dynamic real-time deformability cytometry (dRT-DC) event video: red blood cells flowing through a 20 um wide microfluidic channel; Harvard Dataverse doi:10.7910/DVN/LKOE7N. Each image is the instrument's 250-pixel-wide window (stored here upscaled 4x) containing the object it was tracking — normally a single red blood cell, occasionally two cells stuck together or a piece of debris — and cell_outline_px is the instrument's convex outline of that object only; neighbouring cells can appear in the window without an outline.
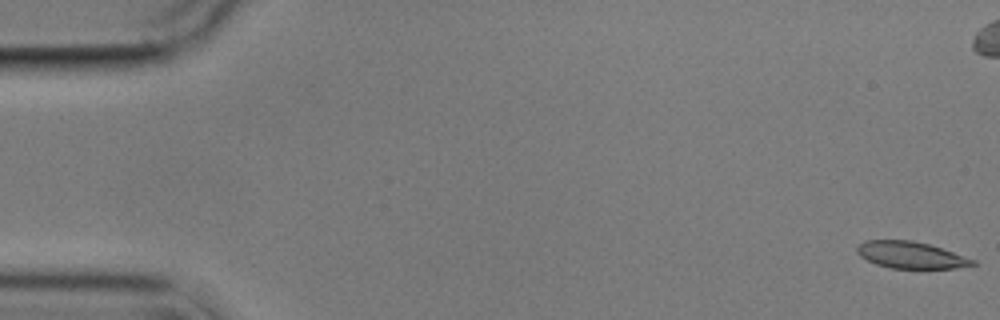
{"species": "common noctule bat (a hibernating species)", "species_latin": "Nyctalus noctula", "temperature_condition": "cold", "stored_images_in_passage": 8, "segment_of_instrument_passage": [1, 2], "camera_frame_rate_fps": 3000, "um_per_image_px": 0.085, "animal": {"sex": "male", "body_mass_g": 17.9}, "frame": {"image": 1, "passage_image": 1, "time_ms": 0.0, "image_size_px": [1000, 320], "cell_outline_px": [[976, 264], [956, 268], [892, 268], [876, 264], [860, 256], [856, 252], [856, 248], [864, 240], [912, 240], [928, 244], [976, 260]], "centroid_in_image_um": [77.39, 21.67], "position_along_channel_um": 7.6, "area_um2": 17.8}}
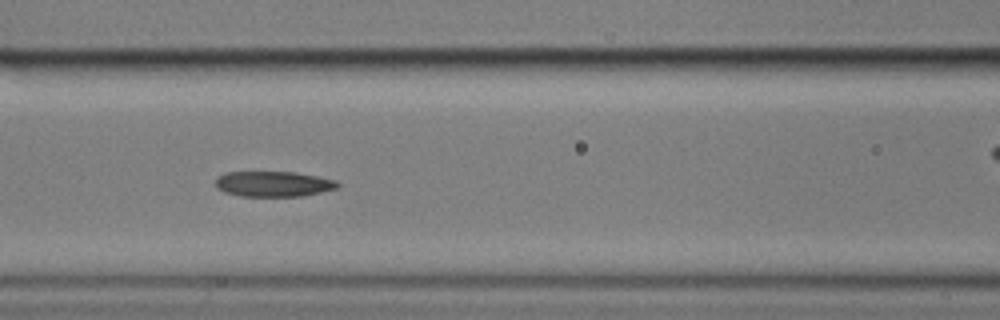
{"frame": {"image": 2, "passage_image": 6, "time_ms": 7.667, "image_size_px": [1000, 320], "cell_outline_px": [[340, 188], [300, 196], [240, 196], [224, 192], [216, 188], [216, 176], [224, 172], [296, 172], [336, 180], [340, 184]], "centroid_in_image_um": [23.22, 15.63], "position_along_channel_um": 143.4, "area_um2": 18.21}}
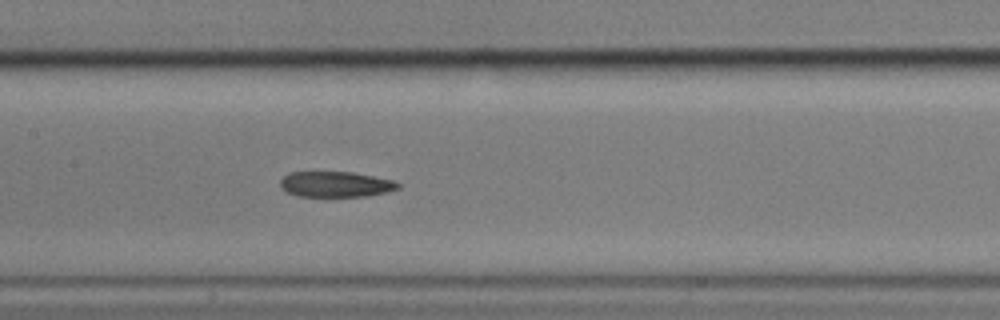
{"frame": {"image": 3, "passage_image": 7, "time_ms": 8.667, "image_size_px": [1000, 320], "cell_outline_px": [[400, 188], [388, 192], [368, 196], [296, 196], [280, 188], [280, 180], [288, 172], [352, 172], [392, 180], [400, 184]], "centroid_in_image_um": [28.52, 15.66], "position_along_channel_um": 178.9, "area_um2": 17.57}}